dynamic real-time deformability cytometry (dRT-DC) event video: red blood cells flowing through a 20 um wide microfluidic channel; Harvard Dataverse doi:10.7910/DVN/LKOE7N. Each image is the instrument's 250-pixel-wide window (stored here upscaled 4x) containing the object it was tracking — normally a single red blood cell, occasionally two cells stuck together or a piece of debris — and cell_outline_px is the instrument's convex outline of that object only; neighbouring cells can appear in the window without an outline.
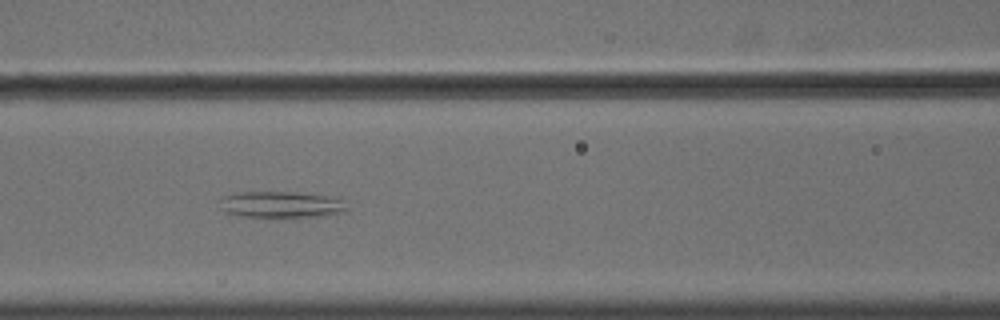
{"species": "common noctule bat (a hibernating species)", "species_latin": "Nyctalus noctula", "temperature_condition": "cold", "stored_images_in_passage": 46, "camera_frame_rate_fps": 3000, "um_per_image_px": 0.085, "animal": {"sex": "male", "body_mass_g": 18.8}, "frame": {"image": 1, "passage_image": 15, "time_ms": 4.667, "image_size_px": [1000, 320], "cell_outline_px": [[348, 208], [344, 212], [328, 216], [240, 216], [224, 212], [224, 196], [236, 192], [296, 192], [328, 196], [340, 200]], "centroid_in_image_um": [23.95, 17.38], "position_along_channel_um": 142.6, "area_um2": 19.02}}
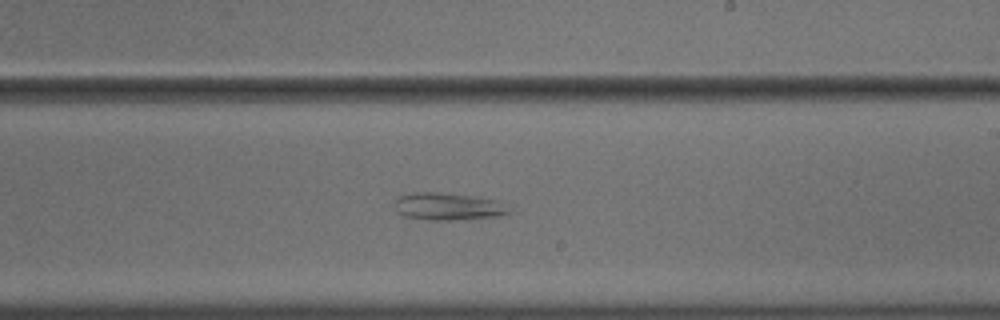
{"frame": {"image": 2, "passage_image": 24, "time_ms": 7.667, "image_size_px": [1000, 320], "cell_outline_px": [[512, 212], [500, 216], [464, 220], [428, 220], [404, 216], [396, 212], [396, 196], [412, 192], [444, 192], [476, 196], [496, 200], [512, 208]], "centroid_in_image_um": [38.12, 17.55], "position_along_channel_um": 250.9, "area_um2": 18.79}}
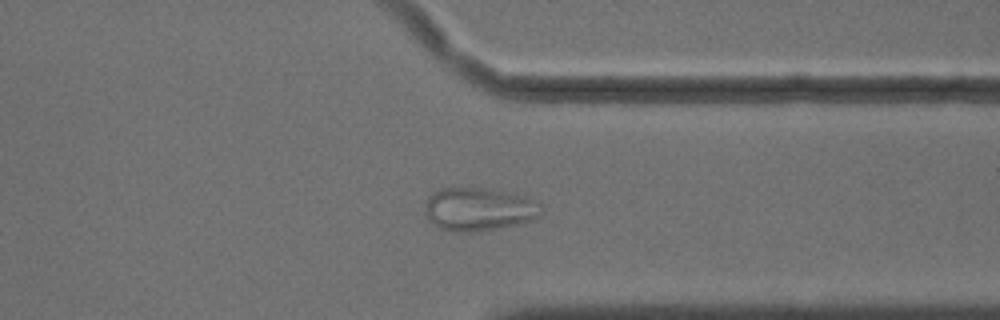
{"frame": {"image": 3, "passage_image": 34, "time_ms": 11.0, "image_size_px": [1000, 320], "cell_outline_px": [[540, 216], [532, 220], [500, 228], [468, 232], [452, 232], [440, 228], [432, 224], [428, 220], [424, 208], [424, 204], [428, 196], [432, 192], [440, 188], [484, 188], [528, 196], [540, 204]], "centroid_in_image_um": [40.66, 17.78], "position_along_channel_um": 370.7, "area_um2": 29.48}, "authors_computed_cell_mechanics": {"area_um2": 28.7555, "velocity_mm_per_s": 3.616, "shape_relaxation_time_tau1_ms": null, "shape_relaxation_time_tau2_ms": 1.992, "deformation_change_tau1": null, "deformation_change_tau2": 0.0508}}